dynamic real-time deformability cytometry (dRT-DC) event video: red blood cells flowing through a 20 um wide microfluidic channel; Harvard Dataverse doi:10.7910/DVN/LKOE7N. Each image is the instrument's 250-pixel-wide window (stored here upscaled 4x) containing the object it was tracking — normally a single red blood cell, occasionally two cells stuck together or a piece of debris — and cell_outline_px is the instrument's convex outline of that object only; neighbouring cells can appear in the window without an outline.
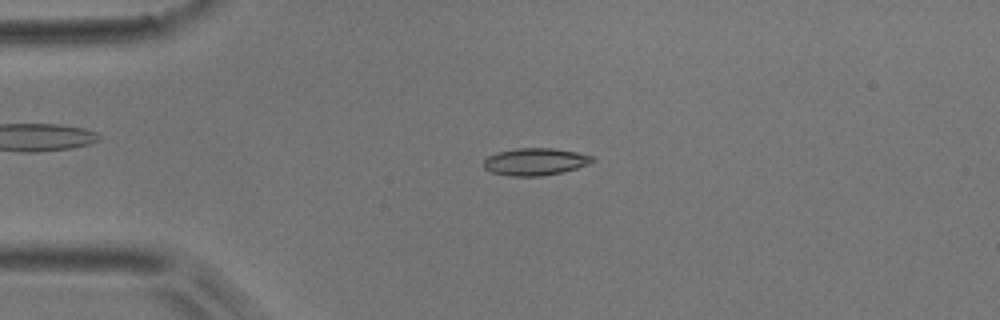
{"species": "common noctule bat (a hibernating species)", "species_latin": "Nyctalus noctula", "temperature_condition": "room temperature", "stored_images_in_passage": 50, "camera_frame_rate_fps": 3000, "um_per_image_px": 0.085, "animal": {"sex": "male", "body_mass_g": 17.9}, "frame": {"image": 1, "passage_image": 11, "time_ms": 3.333, "image_size_px": [1000, 320], "cell_outline_px": [[596, 160], [588, 164], [564, 172], [540, 176], [508, 176], [492, 172], [484, 168], [484, 160], [488, 156], [496, 152], [516, 148], [556, 148], [596, 156]], "centroid_in_image_um": [45.52, 13.74], "position_along_channel_um": 39.5, "area_um2": 17.46}}
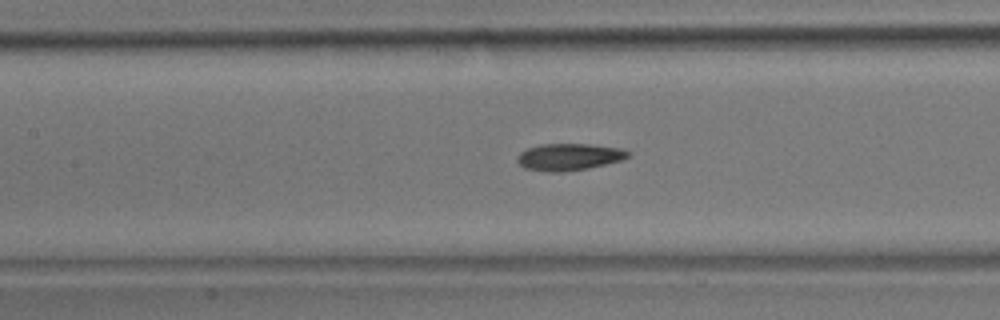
{"frame": {"image": 2, "passage_image": 22, "time_ms": 7.0, "image_size_px": [1000, 320], "cell_outline_px": [[632, 152], [628, 156], [620, 160], [588, 168], [564, 172], [548, 172], [524, 168], [516, 160], [516, 156], [520, 152], [528, 148], [540, 144], [588, 144], [620, 148]], "centroid_in_image_um": [48.32, 13.34], "position_along_channel_um": 159.1, "area_um2": 17.34}}
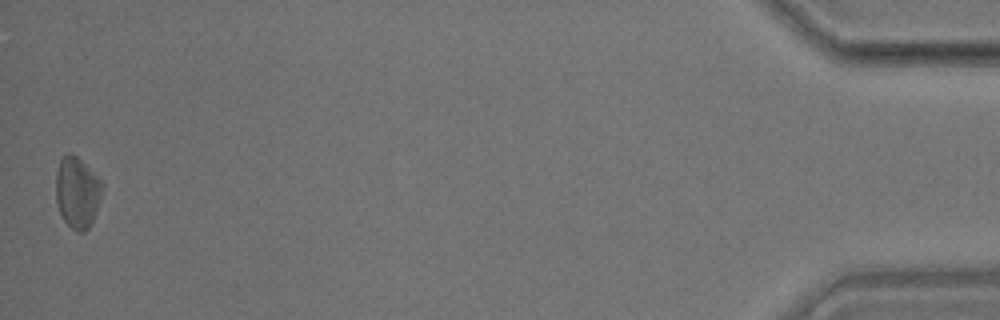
{"frame": {"image": 3, "passage_image": 50, "time_ms": 16.333, "image_size_px": [1000, 320], "cell_outline_px": [[104, 184], [92, 220], [88, 228], [84, 232], [76, 232], [64, 220], [56, 204], [56, 172], [60, 160], [68, 152], [72, 152]], "centroid_in_image_um": [6.53, 16.35], "position_along_channel_um": 428.7, "area_um2": 18.84}, "authors_computed_cell_mechanics": {"area_um2": 17.6868, "velocity_mm_per_s": 3.8873, "shape_relaxation_time_tau1_ms": 3.6969, "shape_relaxation_time_tau2_ms": 4.4727, "deformation_change_tau1": 0.1157, "deformation_change_tau2": 0.1457}}